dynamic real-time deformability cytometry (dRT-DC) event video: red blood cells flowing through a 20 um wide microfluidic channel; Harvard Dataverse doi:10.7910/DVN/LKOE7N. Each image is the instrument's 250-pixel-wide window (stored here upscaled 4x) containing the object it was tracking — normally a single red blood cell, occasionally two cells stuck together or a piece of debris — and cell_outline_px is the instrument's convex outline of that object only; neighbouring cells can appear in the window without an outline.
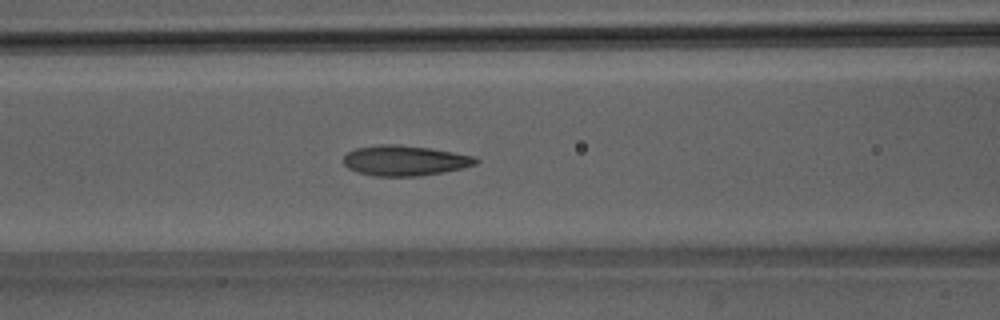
{"species": "Egyptian fruit bat (a non-hibernating species)", "species_latin": "Rousettus aegyptiacus", "temperature_condition": "room temperature", "stored_images_in_passage": 38, "camera_frame_rate_fps": 3000, "um_per_image_px": 0.085, "animal": {"sex": "male"}, "frame": {"image": 1, "passage_image": 12, "time_ms": 3.667, "image_size_px": [1000, 320], "cell_outline_px": [[480, 160], [476, 164], [464, 168], [444, 172], [420, 176], [376, 176], [356, 172], [348, 168], [344, 164], [344, 156], [348, 152], [356, 148], [380, 144], [396, 144], [432, 148], [476, 156]], "centroid_in_image_um": [34.45, 13.64], "position_along_channel_um": 132.2, "area_um2": 23.58}}
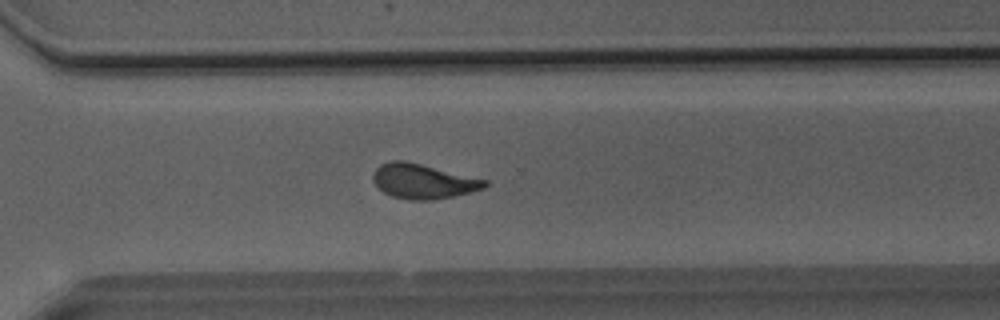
{"frame": {"image": 2, "passage_image": 27, "time_ms": 8.667, "image_size_px": [1000, 320], "cell_outline_px": [[488, 184], [484, 188], [452, 196], [432, 200], [408, 200], [392, 196], [384, 192], [372, 180], [372, 176], [376, 168], [380, 164], [392, 160], [408, 160], [488, 180]], "centroid_in_image_um": [35.95, 15.39], "position_along_channel_um": 334.7, "area_um2": 22.72}}
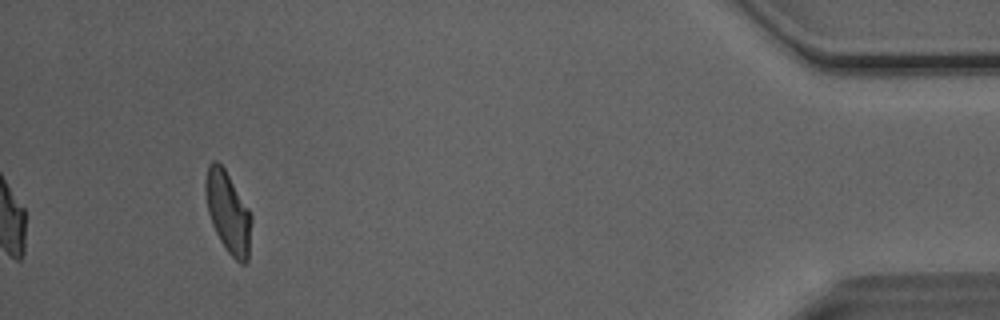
{"frame": {"image": 3, "passage_image": 38, "time_ms": 12.333, "image_size_px": [1000, 320], "cell_outline_px": [[252, 220], [248, 260], [244, 264], [240, 264], [228, 252], [220, 240], [212, 224], [208, 212], [204, 192], [204, 184], [208, 164], [212, 160], [216, 160], [224, 168], [248, 208], [252, 216]], "centroid_in_image_um": [19.37, 18.04], "position_along_channel_um": 415.8, "area_um2": 21.73}, "authors_computed_cell_mechanics": {"area_um2": 22.5998, "velocity_mm_per_s": 4.0598, "shape_relaxation_time_tau1_ms": null, "shape_relaxation_time_tau2_ms": 1.5472, "deformation_change_tau1": null, "deformation_change_tau2": 0.0904}}